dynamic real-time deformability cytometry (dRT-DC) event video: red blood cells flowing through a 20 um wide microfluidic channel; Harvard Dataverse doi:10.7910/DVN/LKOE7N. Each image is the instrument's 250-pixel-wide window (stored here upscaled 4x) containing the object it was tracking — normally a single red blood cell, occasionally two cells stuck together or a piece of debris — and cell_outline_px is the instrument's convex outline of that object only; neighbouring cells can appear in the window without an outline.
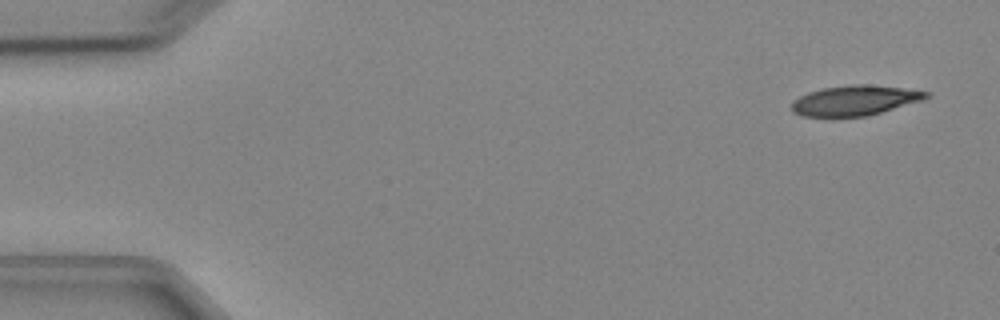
{"species": "Egyptian fruit bat (a non-hibernating species)", "species_latin": "Rousettus aegyptiacus", "temperature_condition": "cold", "stored_images_in_passage": 5, "camera_frame_rate_fps": 3000, "um_per_image_px": 0.085, "animal": {"sex": "female"}, "frame": {"image": 1, "passage_image": 1, "time_ms": 0.0, "image_size_px": [1000, 320], "cell_outline_px": [[932, 96], [924, 100], [868, 116], [804, 116], [792, 112], [792, 100], [808, 92], [824, 88], [852, 84], [864, 84], [900, 88], [932, 92]], "centroid_in_image_um": [72.7, 8.53], "position_along_channel_um": 12.3, "area_um2": 23.52}}
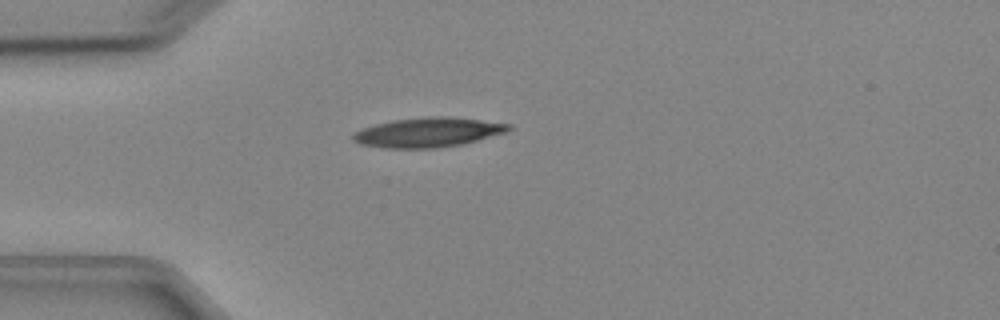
{"frame": {"image": 2, "passage_image": 4, "time_ms": 3.667, "image_size_px": [1000, 320], "cell_outline_px": [[512, 128], [508, 132], [460, 144], [436, 148], [384, 148], [360, 144], [352, 140], [352, 132], [376, 124], [392, 120], [432, 116], [448, 116], [512, 124]], "centroid_in_image_um": [36.37, 11.25], "position_along_channel_um": 48.6, "area_um2": 26.76}}